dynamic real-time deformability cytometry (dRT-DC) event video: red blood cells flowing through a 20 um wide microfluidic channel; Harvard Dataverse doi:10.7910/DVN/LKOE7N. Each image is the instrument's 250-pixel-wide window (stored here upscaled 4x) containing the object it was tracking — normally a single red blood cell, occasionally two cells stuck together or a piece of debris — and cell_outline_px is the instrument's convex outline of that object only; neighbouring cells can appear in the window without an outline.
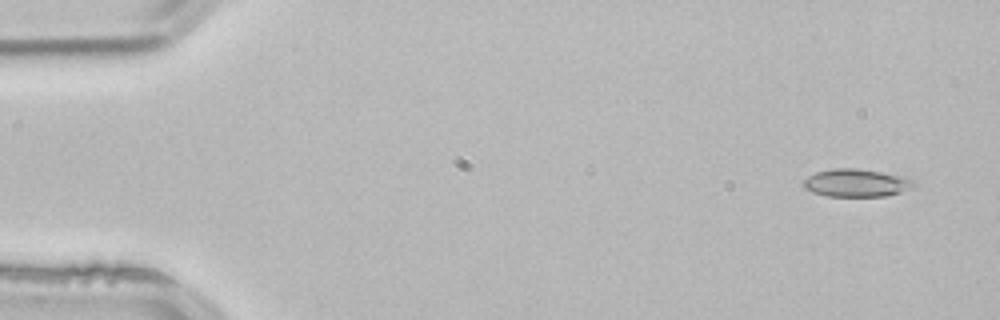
{"species": "common noctule bat (a hibernating species)", "species_latin": "Nyctalus noctula", "temperature_condition": "room temperature", "stored_images_in_passage": 4, "camera_frame_rate_fps": 3000, "um_per_image_px": 0.085, "animal": {"sex": "male", "body_mass_g": 21.5, "forearm_length_mm": 52.0}, "frame": {"image": 1, "passage_image": 1, "time_ms": 0.0, "image_size_px": [1000, 320], "cell_outline_px": [[916, 184], [900, 192], [884, 196], [828, 196], [812, 192], [804, 188], [800, 184], [808, 176], [816, 172], [836, 168], [856, 168], [880, 172], [912, 180]], "centroid_in_image_um": [72.68, 15.55], "position_along_channel_um": 12.3, "area_um2": 17.51}}
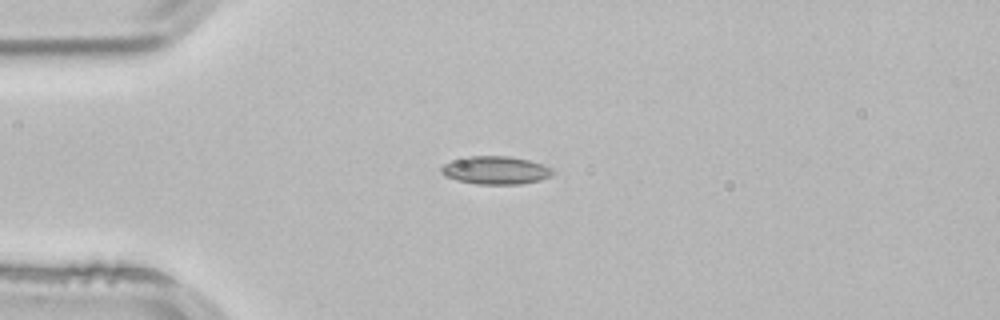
{"frame": {"image": 2, "passage_image": 3, "time_ms": 0.667, "image_size_px": [1000, 320], "cell_outline_px": [[556, 172], [552, 176], [540, 180], [520, 184], [476, 184], [456, 180], [444, 176], [440, 172], [440, 168], [444, 164], [452, 160], [464, 156], [508, 156], [528, 160], [552, 168]], "centroid_in_image_um": [42.1, 14.47], "position_along_channel_um": 42.9, "area_um2": 18.38}}